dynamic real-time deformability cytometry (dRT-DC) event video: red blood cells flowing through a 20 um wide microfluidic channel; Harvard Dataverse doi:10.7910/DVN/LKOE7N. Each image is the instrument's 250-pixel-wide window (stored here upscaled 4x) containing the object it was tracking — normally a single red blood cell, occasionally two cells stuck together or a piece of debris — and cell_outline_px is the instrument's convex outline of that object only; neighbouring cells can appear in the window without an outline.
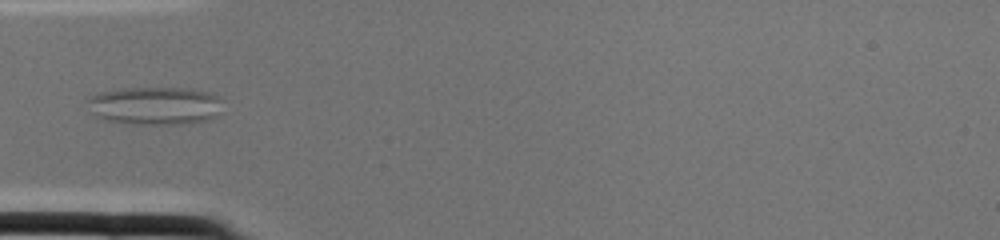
{"species": "common noctule bat (a hibernating species)", "species_latin": "Nyctalus noctula", "temperature_condition": "cold", "stored_images_in_passage": 2, "camera_frame_rate_fps": 3000, "um_per_image_px": 0.085, "animal": {"sex": "female", "body_mass_g": 22.0, "forearm_length_mm": 56.7}, "frame": {"image": 1, "passage_image": 2, "time_ms": 0.333, "image_size_px": [1000, 240], "cell_outline_px": [[224, 100], [216, 116], [208, 120], [184, 124], [136, 124], [108, 120], [92, 116], [84, 100], [88, 96], [96, 92], [120, 88], [192, 88], [212, 92]], "centroid_in_image_um": [13.13, 8.97], "position_along_channel_um": 71.9, "area_um2": 30.81}}